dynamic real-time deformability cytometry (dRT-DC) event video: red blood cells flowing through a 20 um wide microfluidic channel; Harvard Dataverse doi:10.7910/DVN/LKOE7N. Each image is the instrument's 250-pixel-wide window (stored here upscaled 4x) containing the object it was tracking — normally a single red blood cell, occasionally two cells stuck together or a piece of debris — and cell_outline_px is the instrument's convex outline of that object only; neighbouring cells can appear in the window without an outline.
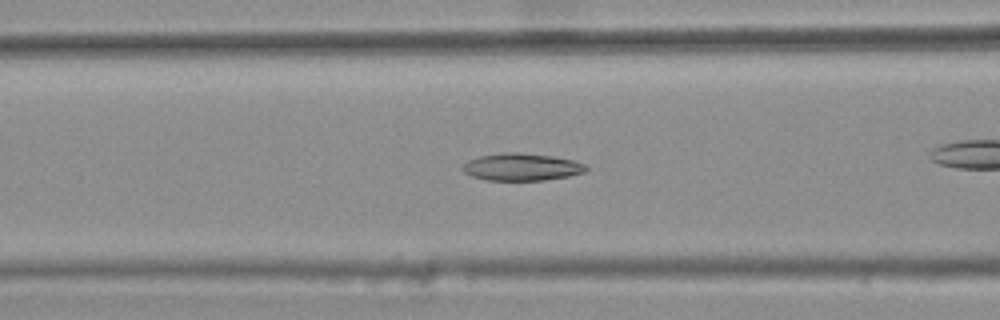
{"species": "common noctule bat (a hibernating species)", "species_latin": "Nyctalus noctula", "temperature_condition": "warm", "stored_images_in_passage": 39, "camera_frame_rate_fps": 3000, "um_per_image_px": 0.085, "animal": {"sex": "female", "body_mass_g": 25.1}, "frame": {"image": 1, "passage_image": 17, "time_ms": 5.333, "image_size_px": [1000, 320], "cell_outline_px": [[588, 168], [584, 172], [568, 176], [544, 180], [484, 180], [472, 176], [464, 172], [460, 168], [468, 160], [480, 156], [504, 152], [520, 152], [552, 156], [576, 160], [584, 164]], "centroid_in_image_um": [44.33, 14.19], "position_along_channel_um": 122.3, "area_um2": 19.71}}
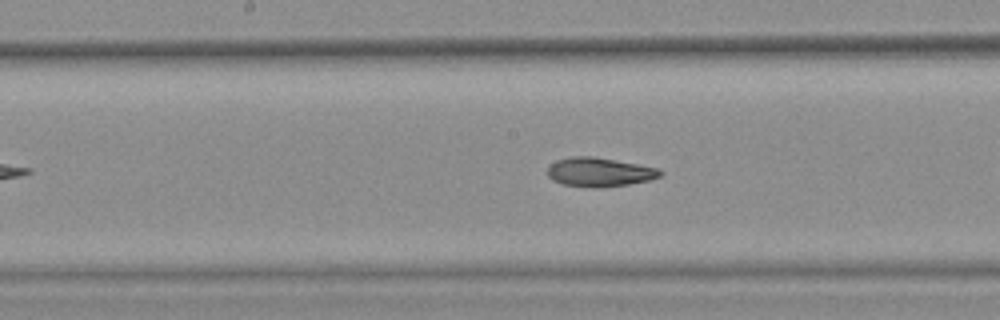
{"frame": {"image": 2, "passage_image": 23, "time_ms": 7.333, "image_size_px": [1000, 320], "cell_outline_px": [[664, 172], [660, 176], [648, 180], [628, 184], [596, 188], [592, 188], [564, 184], [552, 180], [548, 176], [548, 168], [556, 160], [572, 156], [592, 156], [660, 168]], "centroid_in_image_um": [50.96, 14.62], "position_along_channel_um": 197.2, "area_um2": 18.96}, "authors_computed_cell_mechanics": {"area_um2": 19.1318, "velocity_mm_per_s": 3.7512, "shape_relaxation_time_tau1_ms": null, "shape_relaxation_time_tau2_ms": 4.3698, "deformation_change_tau1": null, "deformation_change_tau2": 0.111}}